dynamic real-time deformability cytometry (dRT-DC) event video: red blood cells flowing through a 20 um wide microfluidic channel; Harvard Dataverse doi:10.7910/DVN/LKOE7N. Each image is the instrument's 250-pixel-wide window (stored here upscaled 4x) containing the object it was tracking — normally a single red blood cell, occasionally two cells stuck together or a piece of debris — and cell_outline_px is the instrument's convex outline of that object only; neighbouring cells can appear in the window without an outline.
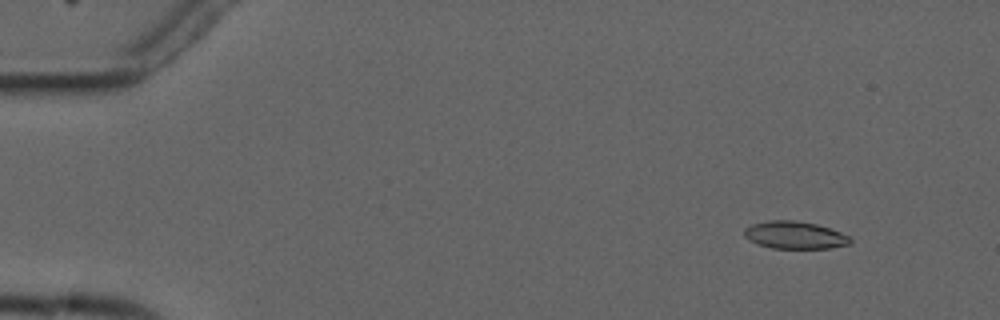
{"species": "common noctule bat (a hibernating species)", "species_latin": "Nyctalus noctula", "temperature_condition": "cold", "stored_images_in_passage": 5, "camera_frame_rate_fps": 3000, "um_per_image_px": 0.085, "animal": {"sex": "male", "forearm_length_mm": 52.5}, "frame": {"image": 1, "passage_image": 2, "time_ms": 1.0, "image_size_px": [1000, 320], "cell_outline_px": [[852, 244], [832, 248], [772, 248], [756, 244], [748, 240], [744, 236], [744, 228], [752, 224], [768, 220], [792, 220], [816, 224], [840, 232], [848, 236], [852, 240]], "centroid_in_image_um": [67.53, 19.99], "position_along_channel_um": 17.5, "area_um2": 17.05}}
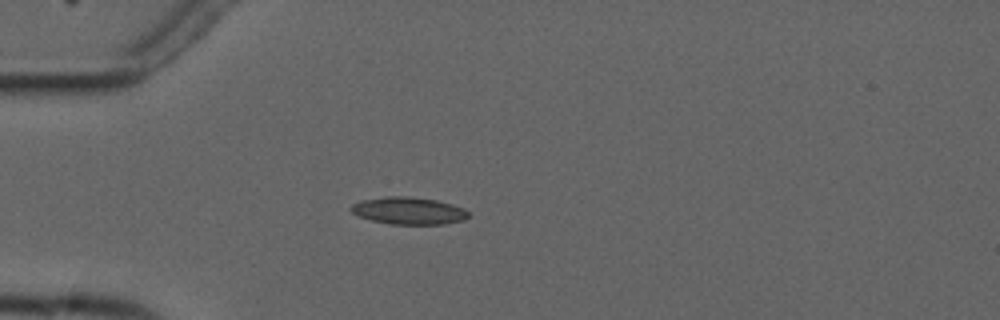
{"frame": {"image": 2, "passage_image": 4, "time_ms": 4.333, "image_size_px": [1000, 320], "cell_outline_px": [[468, 216], [464, 220], [444, 224], [392, 224], [372, 220], [360, 216], [352, 212], [348, 208], [352, 204], [360, 200], [388, 196], [404, 196], [436, 200], [452, 204], [464, 208], [468, 212]], "centroid_in_image_um": [34.73, 17.91], "position_along_channel_um": 50.3, "area_um2": 18.55}}